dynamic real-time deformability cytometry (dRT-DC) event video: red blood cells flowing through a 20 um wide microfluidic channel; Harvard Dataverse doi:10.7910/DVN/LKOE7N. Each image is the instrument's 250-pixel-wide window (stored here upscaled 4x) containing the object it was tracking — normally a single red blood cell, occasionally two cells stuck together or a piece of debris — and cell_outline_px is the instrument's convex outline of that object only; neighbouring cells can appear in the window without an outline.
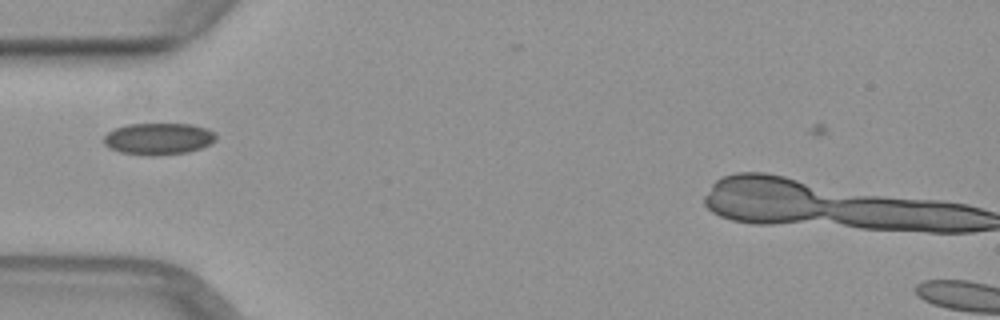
{"species": "common noctule bat (a hibernating species)", "species_latin": "Nyctalus noctula", "temperature_condition": "warm", "stored_images_in_passage": 35, "camera_frame_rate_fps": 3000, "um_per_image_px": 0.085, "animal": {"sex": "female", "body_mass_g": 29.2, "forearm_length_mm": 56.3}, "frame": {"image": 1, "passage_image": 4, "time_ms": 1.0, "image_size_px": [1000, 320], "cell_outline_px": [[216, 140], [200, 148], [188, 152], [156, 156], [148, 156], [120, 152], [108, 148], [104, 144], [104, 136], [112, 128], [128, 124], [192, 124], [208, 128], [216, 136]], "centroid_in_image_um": [13.43, 11.8], "position_along_channel_um": 71.6, "area_um2": 20.92}}
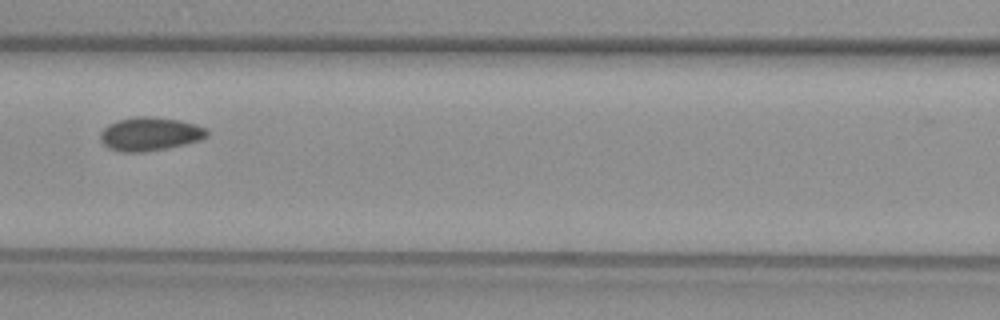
{"frame": {"image": 2, "passage_image": 10, "time_ms": 3.0, "image_size_px": [1000, 320], "cell_outline_px": [[208, 136], [200, 140], [184, 144], [144, 152], [120, 152], [108, 148], [100, 140], [100, 132], [108, 124], [116, 120], [136, 116], [156, 116], [180, 120], [196, 124], [208, 128]], "centroid_in_image_um": [12.74, 11.37], "position_along_channel_um": 153.9, "area_um2": 21.1}}
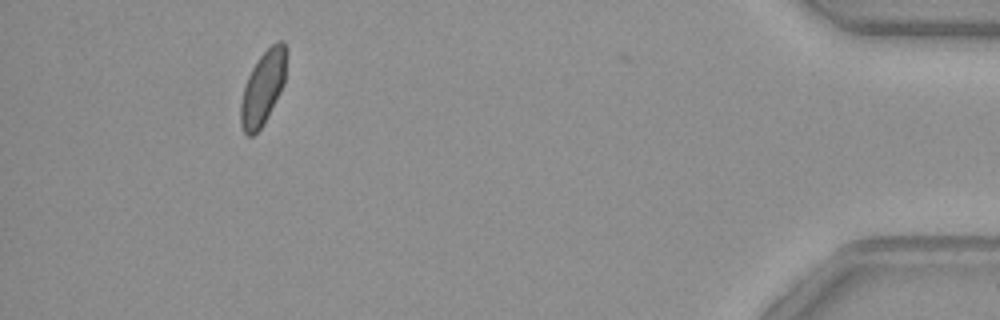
{"frame": {"image": 3, "passage_image": 34, "time_ms": 11.0, "image_size_px": [1000, 320], "cell_outline_px": [[288, 48], [284, 84], [280, 92], [260, 128], [252, 136], [248, 136], [244, 132], [240, 124], [240, 104], [244, 84], [256, 60], [276, 40], [284, 40]], "centroid_in_image_um": [22.36, 7.39], "position_along_channel_um": 412.8, "area_um2": 19.71}}